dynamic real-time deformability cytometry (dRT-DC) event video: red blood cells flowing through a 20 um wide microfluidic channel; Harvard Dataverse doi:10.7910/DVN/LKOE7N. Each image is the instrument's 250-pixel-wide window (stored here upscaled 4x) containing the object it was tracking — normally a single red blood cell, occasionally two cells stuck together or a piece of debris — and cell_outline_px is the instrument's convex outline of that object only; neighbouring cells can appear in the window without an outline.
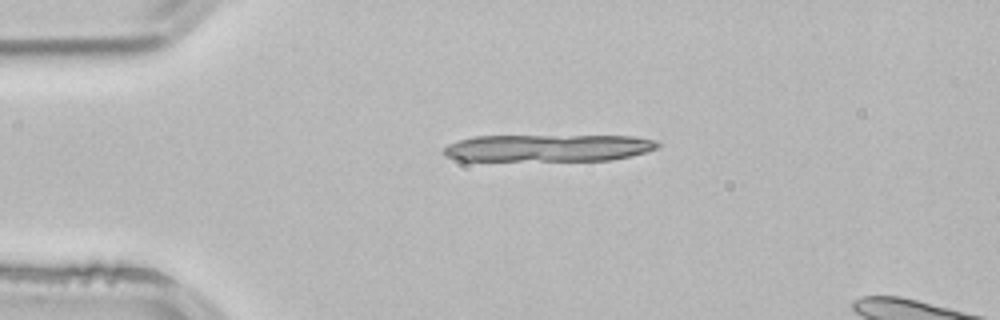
{"species": "common noctule bat (a hibernating species)", "species_latin": "Nyctalus noctula", "temperature_condition": "room temperature", "stored_images_in_passage": 2, "camera_frame_rate_fps": 3000, "um_per_image_px": 0.085, "animal": {"sex": "male", "body_mass_g": 21.5, "forearm_length_mm": 52.0}, "frame": {"image": 1, "passage_image": 1, "time_ms": 0.0, "image_size_px": [1000, 320], "cell_outline_px": [[660, 148], [632, 156], [612, 160], [456, 160], [444, 156], [444, 148], [448, 144], [460, 140], [476, 136], [632, 136], [656, 140], [660, 144]], "centroid_in_image_um": [46.65, 12.57], "position_along_channel_um": 38.4, "area_um2": 33.81}}